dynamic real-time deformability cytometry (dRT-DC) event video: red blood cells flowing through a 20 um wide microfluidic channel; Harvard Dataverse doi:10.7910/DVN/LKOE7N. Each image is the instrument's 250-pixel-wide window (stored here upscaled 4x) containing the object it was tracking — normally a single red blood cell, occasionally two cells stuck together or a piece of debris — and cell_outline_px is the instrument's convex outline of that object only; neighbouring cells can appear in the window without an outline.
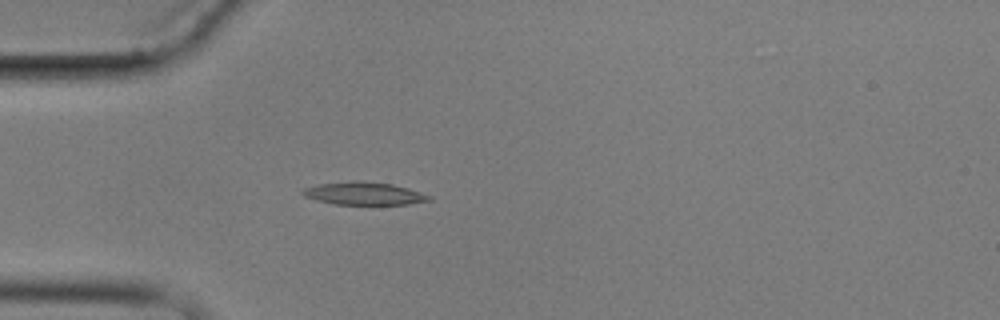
{"species": "common noctule bat (a hibernating species)", "species_latin": "Nyctalus noctula", "temperature_condition": "cold", "stored_images_in_passage": 4, "camera_frame_rate_fps": 3000, "um_per_image_px": 0.085, "animal": {"sex": "male", "body_mass_g": 17.9}, "frame": {"image": 1, "passage_image": 4, "time_ms": 3.667, "image_size_px": [1000, 320], "cell_outline_px": [[432, 200], [408, 204], [332, 204], [316, 200], [304, 196], [300, 192], [304, 188], [320, 184], [356, 180], [360, 180], [392, 184], [408, 188], [432, 196]], "centroid_in_image_um": [30.94, 16.44], "position_along_channel_um": 54.1, "area_um2": 16.76}}